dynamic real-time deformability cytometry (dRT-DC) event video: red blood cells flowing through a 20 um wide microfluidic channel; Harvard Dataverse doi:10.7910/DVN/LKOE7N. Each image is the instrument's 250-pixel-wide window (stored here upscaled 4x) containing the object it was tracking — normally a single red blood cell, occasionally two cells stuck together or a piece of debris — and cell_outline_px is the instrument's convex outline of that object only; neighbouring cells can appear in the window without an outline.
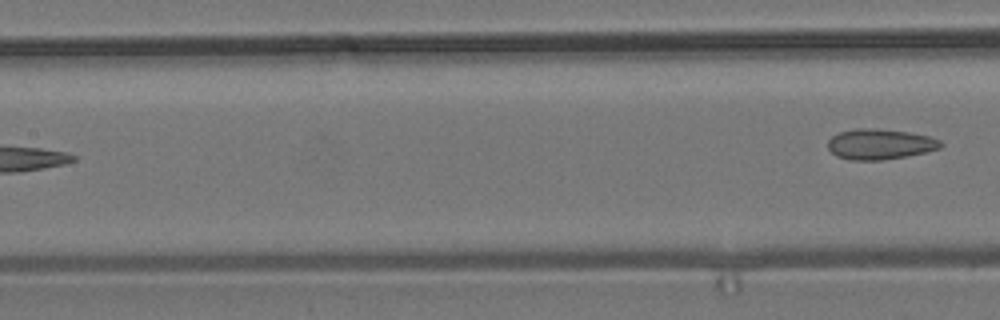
{"species": "common noctule bat (a hibernating species)", "species_latin": "Nyctalus noctula", "temperature_condition": "room temperature", "stored_images_in_passage": 7, "segment_of_instrument_passage": [2, 2], "camera_frame_rate_fps": 3000, "um_per_image_px": 0.085, "animal": {"sex": "male", "body_mass_g": 19.2, "forearm_length_mm": 51.8}, "frame": {"image": 1, "passage_image": 7, "time_ms": 8.0, "image_size_px": [1000, 320], "cell_outline_px": [[944, 144], [940, 148], [908, 156], [884, 160], [848, 160], [836, 156], [828, 148], [828, 140], [832, 136], [840, 132], [856, 128], [876, 128], [908, 132], [928, 136], [940, 140]], "centroid_in_image_um": [74.78, 12.26], "position_along_channel_um": 132.6, "area_um2": 20.11}}